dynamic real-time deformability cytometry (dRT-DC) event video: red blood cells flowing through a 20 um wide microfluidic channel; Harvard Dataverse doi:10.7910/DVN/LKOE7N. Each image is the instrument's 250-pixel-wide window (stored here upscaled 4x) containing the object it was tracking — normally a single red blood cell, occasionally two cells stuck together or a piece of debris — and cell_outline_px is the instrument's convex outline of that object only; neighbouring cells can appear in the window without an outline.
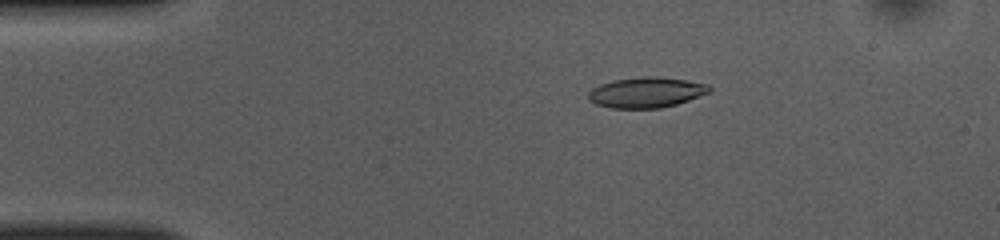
{"species": "common noctule bat (a hibernating species)", "species_latin": "Nyctalus noctula", "temperature_condition": "room temperature", "stored_images_in_passage": 50, "camera_frame_rate_fps": 3000, "um_per_image_px": 0.085, "animal": {"sex": "female", "body_mass_g": 10.0, "forearm_length_mm": 53.1}, "frame": {"image": 1, "passage_image": 9, "time_ms": 2.667, "image_size_px": [1000, 240], "cell_outline_px": [[712, 92], [676, 104], [660, 108], [612, 108], [596, 104], [588, 100], [588, 92], [592, 88], [600, 84], [612, 80], [644, 76], [656, 76], [688, 80], [708, 84], [712, 88]], "centroid_in_image_um": [54.94, 7.84], "position_along_channel_um": 30.1, "area_um2": 21.68}}
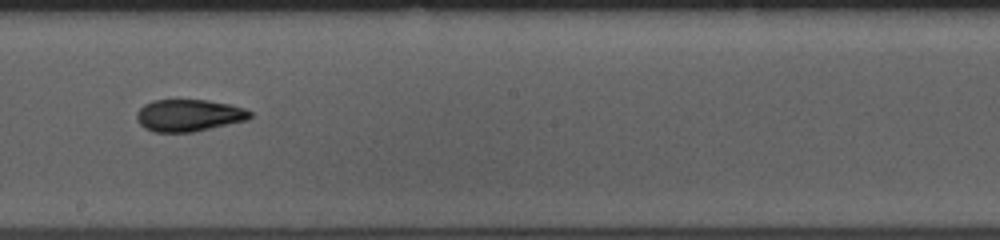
{"frame": {"image": 2, "passage_image": 28, "time_ms": 9.0, "image_size_px": [1000, 240], "cell_outline_px": [[252, 116], [248, 120], [192, 132], [156, 132], [144, 128], [136, 120], [136, 112], [144, 104], [152, 100], [208, 100], [232, 104], [244, 108], [252, 112]], "centroid_in_image_um": [16.05, 9.8], "position_along_channel_um": 232.1, "area_um2": 21.33}}
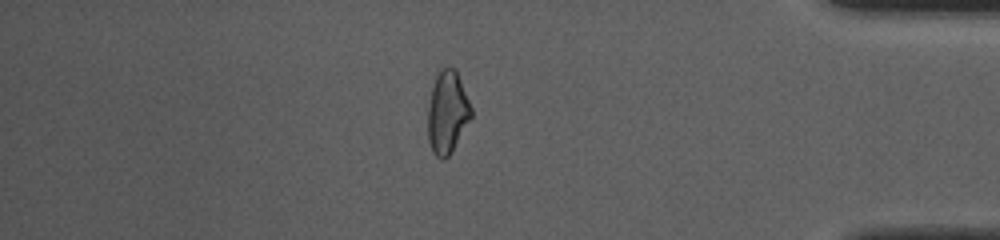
{"frame": {"image": 3, "passage_image": 43, "time_ms": 14.0, "image_size_px": [1000, 240], "cell_outline_px": [[472, 116], [448, 156], [444, 160], [440, 160], [432, 152], [428, 140], [428, 108], [432, 88], [436, 76], [440, 68], [456, 68], [472, 108]], "centroid_in_image_um": [38.02, 9.54], "position_along_channel_um": 397.2, "area_um2": 20.69}, "authors_computed_cell_mechanics": {"area_um2": 21.097, "velocity_mm_per_s": 3.9602, "shape_relaxation_time_tau1_ms": 7.5133, "shape_relaxation_time_tau2_ms": 2.7172, "deformation_change_tau1": 0.183, "deformation_change_tau2": 0.1028}}